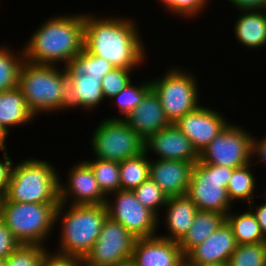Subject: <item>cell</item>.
<instances>
[{"label": "cell", "instance_id": "obj_5", "mask_svg": "<svg viewBox=\"0 0 266 266\" xmlns=\"http://www.w3.org/2000/svg\"><path fill=\"white\" fill-rule=\"evenodd\" d=\"M40 159L28 157L14 164L9 187L3 195L8 201L60 203L59 170L49 160Z\"/></svg>", "mask_w": 266, "mask_h": 266}, {"label": "cell", "instance_id": "obj_22", "mask_svg": "<svg viewBox=\"0 0 266 266\" xmlns=\"http://www.w3.org/2000/svg\"><path fill=\"white\" fill-rule=\"evenodd\" d=\"M103 78L89 77L88 74L68 76L69 111L85 110L88 113L97 111V107L105 101L101 86ZM91 111V112H90Z\"/></svg>", "mask_w": 266, "mask_h": 266}, {"label": "cell", "instance_id": "obj_23", "mask_svg": "<svg viewBox=\"0 0 266 266\" xmlns=\"http://www.w3.org/2000/svg\"><path fill=\"white\" fill-rule=\"evenodd\" d=\"M36 117L28 109L23 93L19 87L0 92V125L9 133L14 127L27 126Z\"/></svg>", "mask_w": 266, "mask_h": 266}, {"label": "cell", "instance_id": "obj_45", "mask_svg": "<svg viewBox=\"0 0 266 266\" xmlns=\"http://www.w3.org/2000/svg\"><path fill=\"white\" fill-rule=\"evenodd\" d=\"M264 191H265V192H264ZM262 194H263V195L260 194L259 197L263 198V199H261V200H264V201L266 202V186H265V188H264Z\"/></svg>", "mask_w": 266, "mask_h": 266}, {"label": "cell", "instance_id": "obj_7", "mask_svg": "<svg viewBox=\"0 0 266 266\" xmlns=\"http://www.w3.org/2000/svg\"><path fill=\"white\" fill-rule=\"evenodd\" d=\"M179 66L176 63L172 64L162 76L155 75L152 79L149 78L170 123H175L202 104L200 84L197 83L200 80L197 75L192 71L193 69Z\"/></svg>", "mask_w": 266, "mask_h": 266}, {"label": "cell", "instance_id": "obj_26", "mask_svg": "<svg viewBox=\"0 0 266 266\" xmlns=\"http://www.w3.org/2000/svg\"><path fill=\"white\" fill-rule=\"evenodd\" d=\"M226 222L232 228L238 244H256L266 242V237L253 212L248 208L242 212L234 211V207L227 213Z\"/></svg>", "mask_w": 266, "mask_h": 266}, {"label": "cell", "instance_id": "obj_39", "mask_svg": "<svg viewBox=\"0 0 266 266\" xmlns=\"http://www.w3.org/2000/svg\"><path fill=\"white\" fill-rule=\"evenodd\" d=\"M9 152H3V158L0 157V193L4 195L9 187L13 166L16 162L8 156Z\"/></svg>", "mask_w": 266, "mask_h": 266}, {"label": "cell", "instance_id": "obj_30", "mask_svg": "<svg viewBox=\"0 0 266 266\" xmlns=\"http://www.w3.org/2000/svg\"><path fill=\"white\" fill-rule=\"evenodd\" d=\"M151 88L152 85L149 79H146L144 81L139 80V83L132 81L124 89L117 93L113 98L110 99L112 101L111 103L114 102L113 106L115 107L116 105V109H118L117 113L119 115H112L109 117L106 116L105 118L123 119L127 114H129L133 109H135V107L144 99L146 93Z\"/></svg>", "mask_w": 266, "mask_h": 266}, {"label": "cell", "instance_id": "obj_40", "mask_svg": "<svg viewBox=\"0 0 266 266\" xmlns=\"http://www.w3.org/2000/svg\"><path fill=\"white\" fill-rule=\"evenodd\" d=\"M253 135L252 139V162L253 164L265 165L266 167V134L262 139ZM256 158V159H255ZM256 162V163H255Z\"/></svg>", "mask_w": 266, "mask_h": 266}, {"label": "cell", "instance_id": "obj_28", "mask_svg": "<svg viewBox=\"0 0 266 266\" xmlns=\"http://www.w3.org/2000/svg\"><path fill=\"white\" fill-rule=\"evenodd\" d=\"M0 43V92L18 86L19 73L25 61L23 48L13 49V46Z\"/></svg>", "mask_w": 266, "mask_h": 266}, {"label": "cell", "instance_id": "obj_2", "mask_svg": "<svg viewBox=\"0 0 266 266\" xmlns=\"http://www.w3.org/2000/svg\"><path fill=\"white\" fill-rule=\"evenodd\" d=\"M55 14L23 43L25 61L64 67L84 49V13Z\"/></svg>", "mask_w": 266, "mask_h": 266}, {"label": "cell", "instance_id": "obj_29", "mask_svg": "<svg viewBox=\"0 0 266 266\" xmlns=\"http://www.w3.org/2000/svg\"><path fill=\"white\" fill-rule=\"evenodd\" d=\"M67 76H80L88 74L89 77L103 78L115 67L106 59L91 55L83 49L65 66Z\"/></svg>", "mask_w": 266, "mask_h": 266}, {"label": "cell", "instance_id": "obj_27", "mask_svg": "<svg viewBox=\"0 0 266 266\" xmlns=\"http://www.w3.org/2000/svg\"><path fill=\"white\" fill-rule=\"evenodd\" d=\"M119 176L122 190L136 189L150 178V158L146 152L119 162Z\"/></svg>", "mask_w": 266, "mask_h": 266}, {"label": "cell", "instance_id": "obj_36", "mask_svg": "<svg viewBox=\"0 0 266 266\" xmlns=\"http://www.w3.org/2000/svg\"><path fill=\"white\" fill-rule=\"evenodd\" d=\"M133 70L126 68H114L112 71L108 72L102 79L101 89L105 98H113L117 93L124 89L128 84L133 80H136L133 77ZM133 79V80H132Z\"/></svg>", "mask_w": 266, "mask_h": 266}, {"label": "cell", "instance_id": "obj_33", "mask_svg": "<svg viewBox=\"0 0 266 266\" xmlns=\"http://www.w3.org/2000/svg\"><path fill=\"white\" fill-rule=\"evenodd\" d=\"M228 263L229 266H266V242L238 244Z\"/></svg>", "mask_w": 266, "mask_h": 266}, {"label": "cell", "instance_id": "obj_34", "mask_svg": "<svg viewBox=\"0 0 266 266\" xmlns=\"http://www.w3.org/2000/svg\"><path fill=\"white\" fill-rule=\"evenodd\" d=\"M210 2V0H158L157 3L173 17L183 18L182 20H194L195 17H199V14L201 16L209 8Z\"/></svg>", "mask_w": 266, "mask_h": 266}, {"label": "cell", "instance_id": "obj_3", "mask_svg": "<svg viewBox=\"0 0 266 266\" xmlns=\"http://www.w3.org/2000/svg\"><path fill=\"white\" fill-rule=\"evenodd\" d=\"M18 87L36 118L69 111L68 76L65 67L24 61ZM59 111V112H58Z\"/></svg>", "mask_w": 266, "mask_h": 266}, {"label": "cell", "instance_id": "obj_24", "mask_svg": "<svg viewBox=\"0 0 266 266\" xmlns=\"http://www.w3.org/2000/svg\"><path fill=\"white\" fill-rule=\"evenodd\" d=\"M226 216L216 211L198 210L195 213L193 224L187 234L179 242V246L184 255L192 248L205 241L224 222Z\"/></svg>", "mask_w": 266, "mask_h": 266}, {"label": "cell", "instance_id": "obj_4", "mask_svg": "<svg viewBox=\"0 0 266 266\" xmlns=\"http://www.w3.org/2000/svg\"><path fill=\"white\" fill-rule=\"evenodd\" d=\"M107 217L105 204L68 205L59 203L55 214L57 231L60 229L59 240L57 247L52 251L85 258L97 241Z\"/></svg>", "mask_w": 266, "mask_h": 266}, {"label": "cell", "instance_id": "obj_14", "mask_svg": "<svg viewBox=\"0 0 266 266\" xmlns=\"http://www.w3.org/2000/svg\"><path fill=\"white\" fill-rule=\"evenodd\" d=\"M220 110L201 104L174 124L190 139L198 154L230 123Z\"/></svg>", "mask_w": 266, "mask_h": 266}, {"label": "cell", "instance_id": "obj_31", "mask_svg": "<svg viewBox=\"0 0 266 266\" xmlns=\"http://www.w3.org/2000/svg\"><path fill=\"white\" fill-rule=\"evenodd\" d=\"M85 161L90 165L99 188L106 196L121 189L119 162L94 157L88 158V160L86 158Z\"/></svg>", "mask_w": 266, "mask_h": 266}, {"label": "cell", "instance_id": "obj_47", "mask_svg": "<svg viewBox=\"0 0 266 266\" xmlns=\"http://www.w3.org/2000/svg\"><path fill=\"white\" fill-rule=\"evenodd\" d=\"M178 266H190L186 260H184L180 265Z\"/></svg>", "mask_w": 266, "mask_h": 266}, {"label": "cell", "instance_id": "obj_9", "mask_svg": "<svg viewBox=\"0 0 266 266\" xmlns=\"http://www.w3.org/2000/svg\"><path fill=\"white\" fill-rule=\"evenodd\" d=\"M97 124L89 137L94 158L122 162L144 152V140L123 119L103 118Z\"/></svg>", "mask_w": 266, "mask_h": 266}, {"label": "cell", "instance_id": "obj_38", "mask_svg": "<svg viewBox=\"0 0 266 266\" xmlns=\"http://www.w3.org/2000/svg\"><path fill=\"white\" fill-rule=\"evenodd\" d=\"M19 246L20 243L0 218V257L7 258Z\"/></svg>", "mask_w": 266, "mask_h": 266}, {"label": "cell", "instance_id": "obj_12", "mask_svg": "<svg viewBox=\"0 0 266 266\" xmlns=\"http://www.w3.org/2000/svg\"><path fill=\"white\" fill-rule=\"evenodd\" d=\"M136 240L119 222L107 217L84 262L90 266H129Z\"/></svg>", "mask_w": 266, "mask_h": 266}, {"label": "cell", "instance_id": "obj_15", "mask_svg": "<svg viewBox=\"0 0 266 266\" xmlns=\"http://www.w3.org/2000/svg\"><path fill=\"white\" fill-rule=\"evenodd\" d=\"M144 151L150 159L180 160L194 164L199 160V154L190 139L174 123L144 140Z\"/></svg>", "mask_w": 266, "mask_h": 266}, {"label": "cell", "instance_id": "obj_1", "mask_svg": "<svg viewBox=\"0 0 266 266\" xmlns=\"http://www.w3.org/2000/svg\"><path fill=\"white\" fill-rule=\"evenodd\" d=\"M95 12H84V49L106 59L116 68L137 71L145 65L148 47L139 32L138 21L127 16H102Z\"/></svg>", "mask_w": 266, "mask_h": 266}, {"label": "cell", "instance_id": "obj_37", "mask_svg": "<svg viewBox=\"0 0 266 266\" xmlns=\"http://www.w3.org/2000/svg\"><path fill=\"white\" fill-rule=\"evenodd\" d=\"M49 248L41 260L40 266H84V258L50 251Z\"/></svg>", "mask_w": 266, "mask_h": 266}, {"label": "cell", "instance_id": "obj_8", "mask_svg": "<svg viewBox=\"0 0 266 266\" xmlns=\"http://www.w3.org/2000/svg\"><path fill=\"white\" fill-rule=\"evenodd\" d=\"M233 170L198 160L193 166L186 195L198 210L216 211L226 216L234 206L226 188Z\"/></svg>", "mask_w": 266, "mask_h": 266}, {"label": "cell", "instance_id": "obj_25", "mask_svg": "<svg viewBox=\"0 0 266 266\" xmlns=\"http://www.w3.org/2000/svg\"><path fill=\"white\" fill-rule=\"evenodd\" d=\"M253 166V162H250L233 170L232 177L226 188L229 199L234 206L235 203L239 201V204L244 202L246 206L253 202L256 197L260 198L258 193L261 189L257 188L259 182L253 170ZM257 189H259V191ZM256 191L258 192L256 193Z\"/></svg>", "mask_w": 266, "mask_h": 266}, {"label": "cell", "instance_id": "obj_19", "mask_svg": "<svg viewBox=\"0 0 266 266\" xmlns=\"http://www.w3.org/2000/svg\"><path fill=\"white\" fill-rule=\"evenodd\" d=\"M123 120L143 140L171 124L166 118L158 94L153 88L146 93L144 99Z\"/></svg>", "mask_w": 266, "mask_h": 266}, {"label": "cell", "instance_id": "obj_17", "mask_svg": "<svg viewBox=\"0 0 266 266\" xmlns=\"http://www.w3.org/2000/svg\"><path fill=\"white\" fill-rule=\"evenodd\" d=\"M237 246L232 228L225 221L205 241L192 248L185 260L190 266L228 262Z\"/></svg>", "mask_w": 266, "mask_h": 266}, {"label": "cell", "instance_id": "obj_35", "mask_svg": "<svg viewBox=\"0 0 266 266\" xmlns=\"http://www.w3.org/2000/svg\"><path fill=\"white\" fill-rule=\"evenodd\" d=\"M49 248L44 245L20 244L6 258V266H40L41 260Z\"/></svg>", "mask_w": 266, "mask_h": 266}, {"label": "cell", "instance_id": "obj_32", "mask_svg": "<svg viewBox=\"0 0 266 266\" xmlns=\"http://www.w3.org/2000/svg\"><path fill=\"white\" fill-rule=\"evenodd\" d=\"M137 200L143 206L151 210L158 217V232L163 216L159 215L167 204L168 196L160 189V187L151 179L144 181L136 189L133 190ZM160 217V218H159Z\"/></svg>", "mask_w": 266, "mask_h": 266}, {"label": "cell", "instance_id": "obj_20", "mask_svg": "<svg viewBox=\"0 0 266 266\" xmlns=\"http://www.w3.org/2000/svg\"><path fill=\"white\" fill-rule=\"evenodd\" d=\"M165 220L166 235L157 234L171 241L180 242L193 224L195 213L198 211L195 203L187 196L168 197L167 204L162 210ZM165 213V214H164Z\"/></svg>", "mask_w": 266, "mask_h": 266}, {"label": "cell", "instance_id": "obj_18", "mask_svg": "<svg viewBox=\"0 0 266 266\" xmlns=\"http://www.w3.org/2000/svg\"><path fill=\"white\" fill-rule=\"evenodd\" d=\"M193 166L180 160L150 159V178L168 197L186 195Z\"/></svg>", "mask_w": 266, "mask_h": 266}, {"label": "cell", "instance_id": "obj_48", "mask_svg": "<svg viewBox=\"0 0 266 266\" xmlns=\"http://www.w3.org/2000/svg\"><path fill=\"white\" fill-rule=\"evenodd\" d=\"M3 195L0 193V214H1V201H2Z\"/></svg>", "mask_w": 266, "mask_h": 266}, {"label": "cell", "instance_id": "obj_11", "mask_svg": "<svg viewBox=\"0 0 266 266\" xmlns=\"http://www.w3.org/2000/svg\"><path fill=\"white\" fill-rule=\"evenodd\" d=\"M108 217L119 222L134 237L147 238L158 234V217L137 200L131 190H118L106 197Z\"/></svg>", "mask_w": 266, "mask_h": 266}, {"label": "cell", "instance_id": "obj_6", "mask_svg": "<svg viewBox=\"0 0 266 266\" xmlns=\"http://www.w3.org/2000/svg\"><path fill=\"white\" fill-rule=\"evenodd\" d=\"M59 203H18L1 201V220L11 230L20 244L44 245L49 247L51 234H54L55 214ZM56 227V228H55Z\"/></svg>", "mask_w": 266, "mask_h": 266}, {"label": "cell", "instance_id": "obj_42", "mask_svg": "<svg viewBox=\"0 0 266 266\" xmlns=\"http://www.w3.org/2000/svg\"><path fill=\"white\" fill-rule=\"evenodd\" d=\"M263 202L257 204L254 200L248 205V207L255 215L257 222L260 225L261 231L266 237V202Z\"/></svg>", "mask_w": 266, "mask_h": 266}, {"label": "cell", "instance_id": "obj_13", "mask_svg": "<svg viewBox=\"0 0 266 266\" xmlns=\"http://www.w3.org/2000/svg\"><path fill=\"white\" fill-rule=\"evenodd\" d=\"M71 166L66 181H62L59 174V202L68 205L105 204L107 196L99 188L90 165L82 160Z\"/></svg>", "mask_w": 266, "mask_h": 266}, {"label": "cell", "instance_id": "obj_21", "mask_svg": "<svg viewBox=\"0 0 266 266\" xmlns=\"http://www.w3.org/2000/svg\"><path fill=\"white\" fill-rule=\"evenodd\" d=\"M239 12L232 29L238 44L248 51L266 48V9Z\"/></svg>", "mask_w": 266, "mask_h": 266}, {"label": "cell", "instance_id": "obj_43", "mask_svg": "<svg viewBox=\"0 0 266 266\" xmlns=\"http://www.w3.org/2000/svg\"><path fill=\"white\" fill-rule=\"evenodd\" d=\"M8 134L9 132L0 125V150L1 152L8 151L7 146H6L7 143H5L7 142Z\"/></svg>", "mask_w": 266, "mask_h": 266}, {"label": "cell", "instance_id": "obj_10", "mask_svg": "<svg viewBox=\"0 0 266 266\" xmlns=\"http://www.w3.org/2000/svg\"><path fill=\"white\" fill-rule=\"evenodd\" d=\"M245 127L229 123L199 154V161L231 169L252 162L253 135Z\"/></svg>", "mask_w": 266, "mask_h": 266}, {"label": "cell", "instance_id": "obj_16", "mask_svg": "<svg viewBox=\"0 0 266 266\" xmlns=\"http://www.w3.org/2000/svg\"><path fill=\"white\" fill-rule=\"evenodd\" d=\"M184 260L178 242L156 235L135 241L129 266H178Z\"/></svg>", "mask_w": 266, "mask_h": 266}, {"label": "cell", "instance_id": "obj_41", "mask_svg": "<svg viewBox=\"0 0 266 266\" xmlns=\"http://www.w3.org/2000/svg\"><path fill=\"white\" fill-rule=\"evenodd\" d=\"M231 4L230 6L235 7L238 11L240 10H265L264 0H226Z\"/></svg>", "mask_w": 266, "mask_h": 266}, {"label": "cell", "instance_id": "obj_46", "mask_svg": "<svg viewBox=\"0 0 266 266\" xmlns=\"http://www.w3.org/2000/svg\"><path fill=\"white\" fill-rule=\"evenodd\" d=\"M0 266H6V258L0 257Z\"/></svg>", "mask_w": 266, "mask_h": 266}, {"label": "cell", "instance_id": "obj_44", "mask_svg": "<svg viewBox=\"0 0 266 266\" xmlns=\"http://www.w3.org/2000/svg\"><path fill=\"white\" fill-rule=\"evenodd\" d=\"M197 266H229L228 262H218V263H208L203 265H197Z\"/></svg>", "mask_w": 266, "mask_h": 266}]
</instances>
